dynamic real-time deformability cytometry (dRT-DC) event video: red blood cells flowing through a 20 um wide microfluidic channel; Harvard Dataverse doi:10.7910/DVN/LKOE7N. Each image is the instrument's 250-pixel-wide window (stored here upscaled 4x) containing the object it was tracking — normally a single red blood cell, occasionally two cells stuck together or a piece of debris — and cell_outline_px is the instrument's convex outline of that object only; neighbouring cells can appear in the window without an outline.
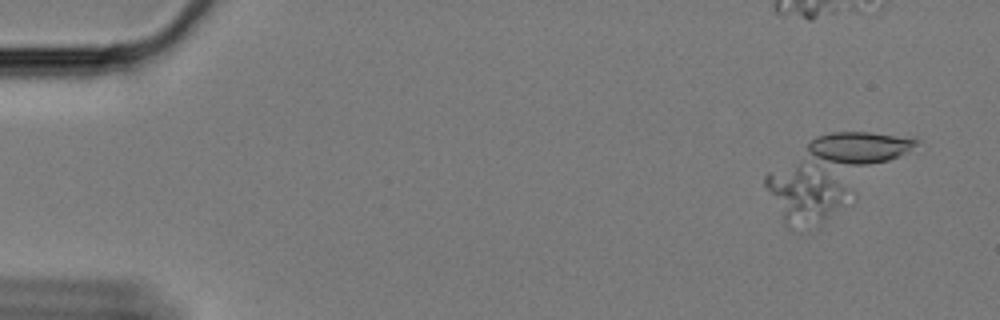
{"species": "Egyptian fruit bat (a non-hibernating species)", "species_latin": "Rousettus aegyptiacus", "temperature_condition": "cold", "stored_images_in_passage": 9, "camera_frame_rate_fps": 3000, "um_per_image_px": 0.085, "animal": {"sex": "female"}, "frame": {"image": 1, "passage_image": 4, "time_ms": 1.0, "image_size_px": [1000, 320], "cell_outline_px": [[856, 200], [852, 204], [820, 228], [788, 228], [784, 224], [764, 184], [764, 176], [768, 172], [800, 164], [856, 192]], "centroid_in_image_um": [68.56, 16.72], "position_along_channel_um": 16.4, "area_um2": 28.61}}